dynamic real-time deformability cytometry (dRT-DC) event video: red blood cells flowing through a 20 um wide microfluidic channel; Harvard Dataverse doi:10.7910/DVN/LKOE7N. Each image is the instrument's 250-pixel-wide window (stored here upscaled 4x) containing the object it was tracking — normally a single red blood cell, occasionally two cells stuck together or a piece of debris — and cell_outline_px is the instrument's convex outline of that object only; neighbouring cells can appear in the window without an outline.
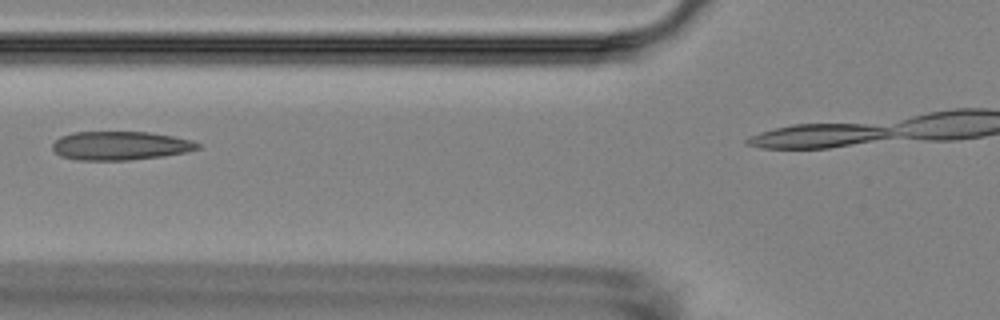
{"species": "Egyptian fruit bat (a non-hibernating species)", "species_latin": "Rousettus aegyptiacus", "temperature_condition": "room temperature", "stored_images_in_passage": 6, "camera_frame_rate_fps": 3000, "um_per_image_px": 0.085, "animal": {"sex": "female"}, "frame": {"image": 1, "passage_image": 4, "time_ms": 3.667, "image_size_px": [1000, 320], "cell_outline_px": [[200, 148], [188, 152], [164, 156], [128, 160], [76, 160], [60, 156], [52, 148], [52, 144], [60, 136], [72, 132], [148, 132], [172, 136], [192, 140], [200, 144]], "centroid_in_image_um": [10.22, 12.38], "position_along_channel_um": 115.6, "area_um2": 24.39}}
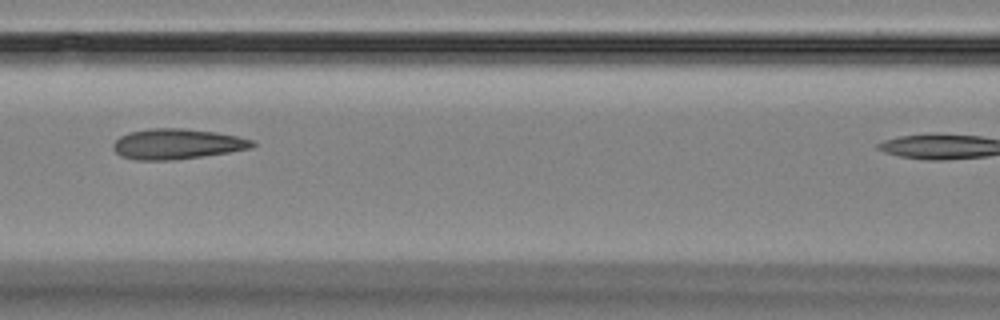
{"frame": {"image": 2, "passage_image": 5, "time_ms": 4.667, "image_size_px": [1000, 320], "cell_outline_px": [[256, 144], [252, 148], [228, 152], [172, 160], [136, 160], [120, 156], [112, 148], [112, 144], [120, 136], [128, 132], [148, 128], [184, 128], [216, 132], [236, 136], [252, 140]], "centroid_in_image_um": [15.0, 12.23], "position_along_channel_um": 151.6, "area_um2": 24.62}}